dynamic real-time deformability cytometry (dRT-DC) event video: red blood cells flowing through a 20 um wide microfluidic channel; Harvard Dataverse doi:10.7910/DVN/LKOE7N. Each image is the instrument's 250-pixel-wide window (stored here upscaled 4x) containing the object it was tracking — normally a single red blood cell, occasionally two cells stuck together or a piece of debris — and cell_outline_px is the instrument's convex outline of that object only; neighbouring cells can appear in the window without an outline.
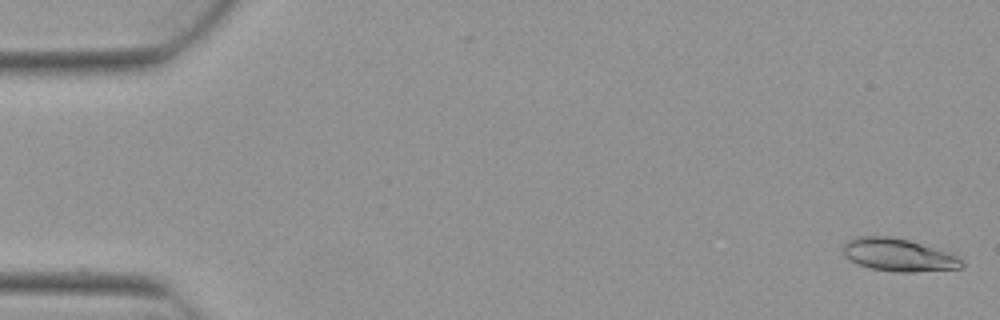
{"species": "Egyptian fruit bat (a non-hibernating species)", "species_latin": "Rousettus aegyptiacus", "temperature_condition": "warm", "stored_images_in_passage": 4, "camera_frame_rate_fps": 3000, "um_per_image_px": 0.085, "animal": {"sex": "female"}, "frame": {"image": 1, "passage_image": 1, "time_ms": 0.0, "image_size_px": [1000, 320], "cell_outline_px": [[964, 268], [912, 272], [896, 272], [872, 268], [860, 264], [844, 256], [844, 244], [848, 240], [856, 236], [888, 236], [908, 240], [948, 252], [964, 260]], "centroid_in_image_um": [76.4, 21.67], "position_along_channel_um": 8.6, "area_um2": 22.43}}